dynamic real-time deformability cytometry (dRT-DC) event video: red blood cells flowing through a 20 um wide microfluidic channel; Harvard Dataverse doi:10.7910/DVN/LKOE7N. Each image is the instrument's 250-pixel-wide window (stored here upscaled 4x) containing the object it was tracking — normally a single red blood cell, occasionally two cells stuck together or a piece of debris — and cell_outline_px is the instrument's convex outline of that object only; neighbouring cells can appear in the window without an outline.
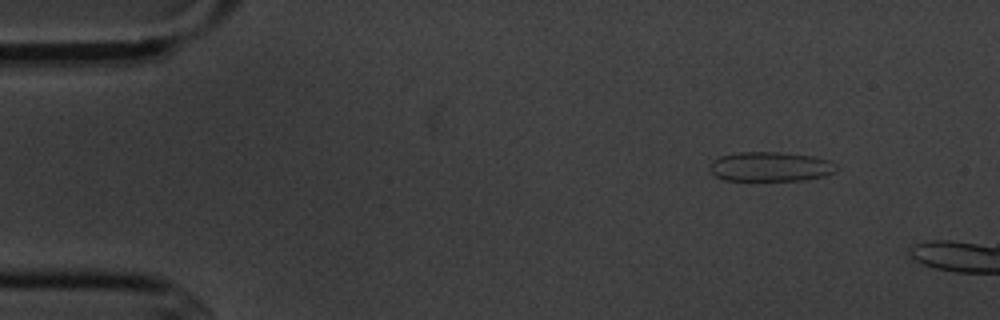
{"species": "common noctule bat (a hibernating species)", "species_latin": "Nyctalus noctula", "temperature_condition": "cold", "stored_images_in_passage": 2, "camera_frame_rate_fps": 3000, "um_per_image_px": 0.085, "animal": {"sex": "male", "body_mass_g": 20.1, "forearm_length_mm": 53.5}, "frame": {"image": 1, "passage_image": 1, "time_ms": 0.0, "image_size_px": [1000, 320], "cell_outline_px": [[840, 168], [836, 172], [824, 176], [804, 180], [724, 180], [716, 176], [708, 168], [708, 164], [712, 160], [720, 156], [736, 152], [780, 152], [812, 156], [832, 160], [840, 164]], "centroid_in_image_um": [65.54, 14.16], "position_along_channel_um": 19.5, "area_um2": 22.25}}